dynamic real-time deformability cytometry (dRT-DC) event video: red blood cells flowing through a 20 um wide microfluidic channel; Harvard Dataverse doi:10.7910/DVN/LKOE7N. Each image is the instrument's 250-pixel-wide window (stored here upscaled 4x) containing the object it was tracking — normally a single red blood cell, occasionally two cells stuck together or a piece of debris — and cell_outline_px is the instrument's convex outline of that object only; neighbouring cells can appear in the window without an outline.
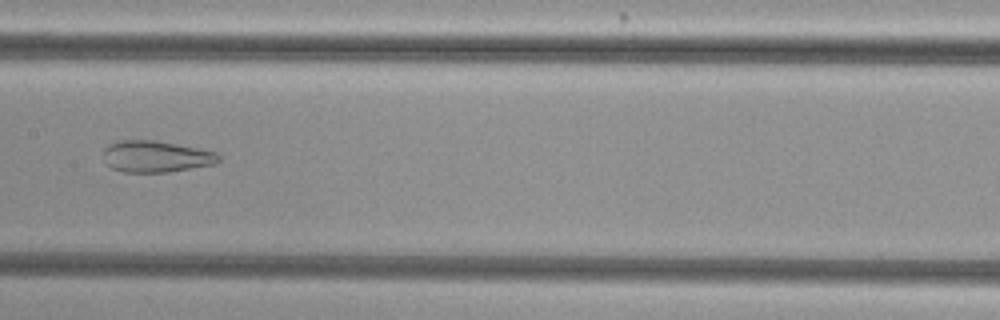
{"species": "common noctule bat (a hibernating species)", "species_latin": "Nyctalus noctula", "temperature_condition": "cold", "stored_images_in_passage": 38, "camera_frame_rate_fps": 3000, "um_per_image_px": 0.085, "animal": {"sex": "female", "body_mass_g": 29.2, "forearm_length_mm": 56.3}, "frame": {"image": 1, "passage_image": 18, "time_ms": 5.667, "image_size_px": [1000, 320], "cell_outline_px": [[220, 160], [216, 164], [168, 172], [124, 172], [112, 168], [104, 160], [104, 148], [120, 140], [156, 140], [216, 152], [220, 156]], "centroid_in_image_um": [13.28, 13.31], "position_along_channel_um": 194.1, "area_um2": 21.04}}
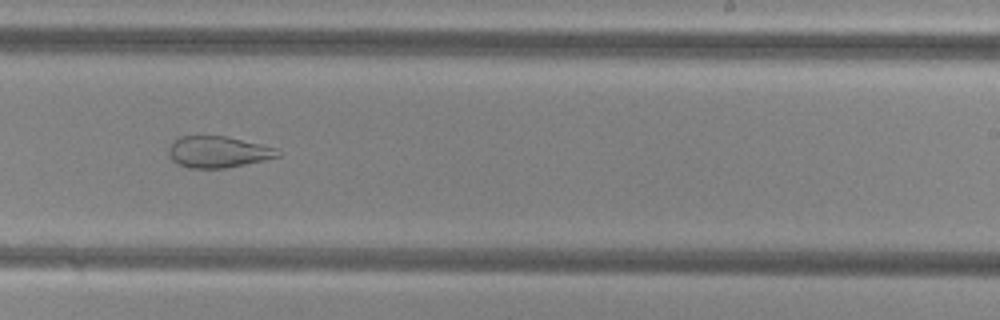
{"frame": {"image": 2, "passage_image": 24, "time_ms": 7.667, "image_size_px": [1000, 320], "cell_outline_px": [[280, 156], [264, 160], [224, 168], [188, 168], [176, 164], [168, 156], [168, 148], [172, 140], [180, 136], [224, 136], [276, 148], [280, 152]], "centroid_in_image_um": [18.46, 12.92], "position_along_channel_um": 270.5, "area_um2": 19.94}}
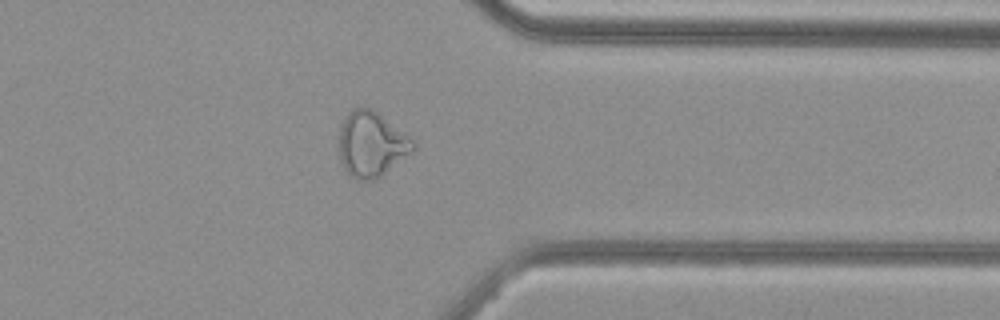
{"frame": {"image": 3, "passage_image": 33, "time_ms": 10.667, "image_size_px": [1000, 320], "cell_outline_px": [[416, 148], [412, 152], [380, 176], [372, 180], [356, 180], [344, 168], [340, 160], [340, 128], [348, 112], [352, 108], [372, 108], [412, 136], [416, 144]], "centroid_in_image_um": [31.61, 12.24], "position_along_channel_um": 379.8, "area_um2": 28.15}}